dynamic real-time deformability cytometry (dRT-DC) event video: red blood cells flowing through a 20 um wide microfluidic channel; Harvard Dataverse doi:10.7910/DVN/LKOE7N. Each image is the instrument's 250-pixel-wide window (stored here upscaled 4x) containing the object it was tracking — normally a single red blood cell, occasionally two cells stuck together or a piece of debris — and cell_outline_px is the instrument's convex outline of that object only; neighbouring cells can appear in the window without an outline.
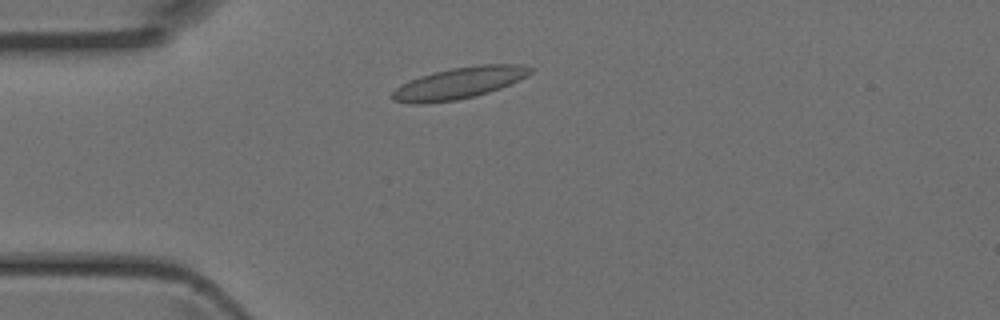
{"species": "Egyptian fruit bat (a non-hibernating species)", "species_latin": "Rousettus aegyptiacus", "temperature_condition": "room temperature", "stored_images_in_passage": 2, "camera_frame_rate_fps": 3000, "um_per_image_px": 0.085, "animal": {"sex": "female"}, "frame": {"image": 1, "passage_image": 2, "time_ms": 0.333, "image_size_px": [1000, 320], "cell_outline_px": [[532, 72], [528, 76], [520, 80], [500, 88], [476, 96], [456, 100], [424, 104], [412, 104], [392, 100], [392, 92], [396, 88], [420, 76], [452, 68], [480, 64], [524, 64], [532, 68]], "centroid_in_image_um": [39.07, 7.06], "position_along_channel_um": 45.9, "area_um2": 25.26}}